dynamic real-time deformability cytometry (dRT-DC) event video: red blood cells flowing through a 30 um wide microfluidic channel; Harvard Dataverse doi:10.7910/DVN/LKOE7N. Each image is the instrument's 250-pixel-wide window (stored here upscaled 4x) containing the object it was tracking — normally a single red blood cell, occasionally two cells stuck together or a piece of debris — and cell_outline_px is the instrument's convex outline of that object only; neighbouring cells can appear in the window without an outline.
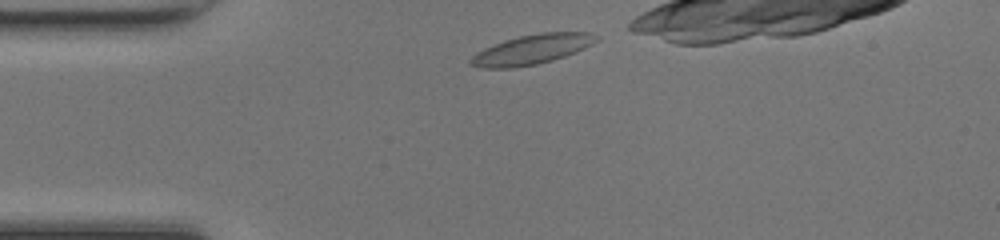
{"species": "common noctule bat (a hibernating species)", "species_latin": "Nyctalus noctula", "temperature_condition": "room temperature", "stored_images_in_passage": 32, "camera_frame_rate_fps": 3000, "um_per_image_px": 0.085, "animal": {"sex": "female", "body_mass_g": 17.0, "forearm_length_mm": 48.0}, "frame": {"image": 1, "passage_image": 1, "time_ms": 0.0, "image_size_px": [1000, 240], "cell_outline_px": [[600, 36], [592, 44], [576, 52], [552, 60], [536, 64], [512, 68], [484, 68], [468, 64], [468, 60], [476, 52], [484, 48], [504, 40], [520, 36], [540, 32], [592, 32]], "centroid_in_image_um": [45.2, 4.2], "position_along_channel_um": 39.8, "area_um2": 21.79}}
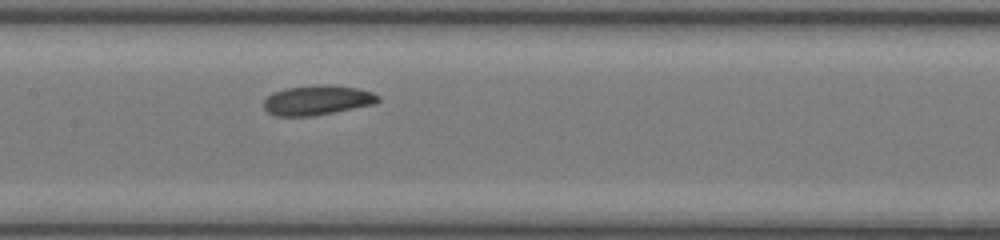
{"frame": {"image": 2, "passage_image": 13, "time_ms": 4.0, "image_size_px": [1000, 240], "cell_outline_px": [[380, 100], [376, 104], [312, 116], [276, 116], [268, 112], [264, 108], [264, 100], [272, 92], [288, 88], [320, 84], [324, 84], [356, 88], [372, 92], [380, 96]], "centroid_in_image_um": [26.98, 8.52], "position_along_channel_um": 180.4, "area_um2": 19.77}}
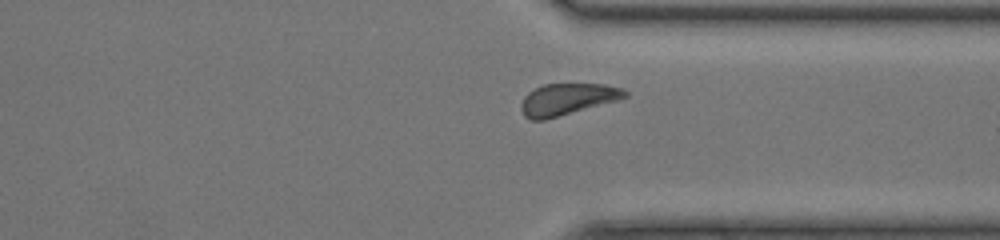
{"frame": {"image": 3, "passage_image": 26, "time_ms": 8.333, "image_size_px": [1000, 240], "cell_outline_px": [[628, 96], [620, 100], [544, 120], [532, 120], [524, 116], [520, 108], [520, 104], [524, 96], [528, 92], [540, 84], [604, 84], [624, 88], [628, 92]], "centroid_in_image_um": [48.23, 8.43], "position_along_channel_um": 363.2, "area_um2": 19.42}, "authors_computed_cell_mechanics": {"area_um2": 19.7098, "velocity_mm_per_s": 4.2208, "shape_relaxation_time_tau1_ms": 3.7154, "shape_relaxation_time_tau2_ms": 8.9375, "deformation_change_tau1": 0.0809, "deformation_change_tau2": 0.1359}}